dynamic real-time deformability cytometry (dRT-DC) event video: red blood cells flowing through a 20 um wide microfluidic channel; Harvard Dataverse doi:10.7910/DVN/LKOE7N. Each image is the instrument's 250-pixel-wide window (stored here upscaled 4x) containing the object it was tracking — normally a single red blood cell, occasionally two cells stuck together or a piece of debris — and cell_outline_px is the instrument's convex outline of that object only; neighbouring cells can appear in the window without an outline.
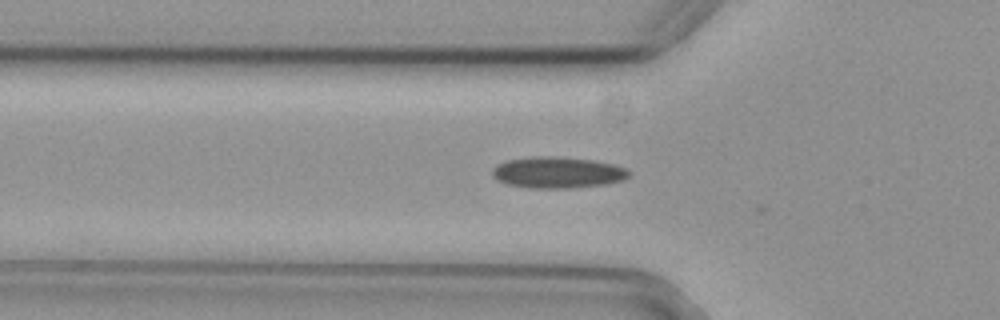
{"species": "common noctule bat (a hibernating species)", "species_latin": "Nyctalus noctula", "temperature_condition": "cold", "stored_images_in_passage": 5, "camera_frame_rate_fps": 3000, "um_per_image_px": 0.085, "animal": {"sex": "female", "body_mass_g": 29.2, "forearm_length_mm": 56.3}, "frame": {"image": 1, "passage_image": 4, "time_ms": 1.0, "image_size_px": [1000, 320], "cell_outline_px": [[632, 172], [624, 180], [604, 184], [572, 188], [528, 188], [508, 184], [496, 180], [492, 176], [492, 168], [496, 164], [504, 160], [532, 156], [556, 156], [592, 160], [612, 164], [628, 168]], "centroid_in_image_um": [47.36, 14.65], "position_along_channel_um": 78.4, "area_um2": 25.26}}